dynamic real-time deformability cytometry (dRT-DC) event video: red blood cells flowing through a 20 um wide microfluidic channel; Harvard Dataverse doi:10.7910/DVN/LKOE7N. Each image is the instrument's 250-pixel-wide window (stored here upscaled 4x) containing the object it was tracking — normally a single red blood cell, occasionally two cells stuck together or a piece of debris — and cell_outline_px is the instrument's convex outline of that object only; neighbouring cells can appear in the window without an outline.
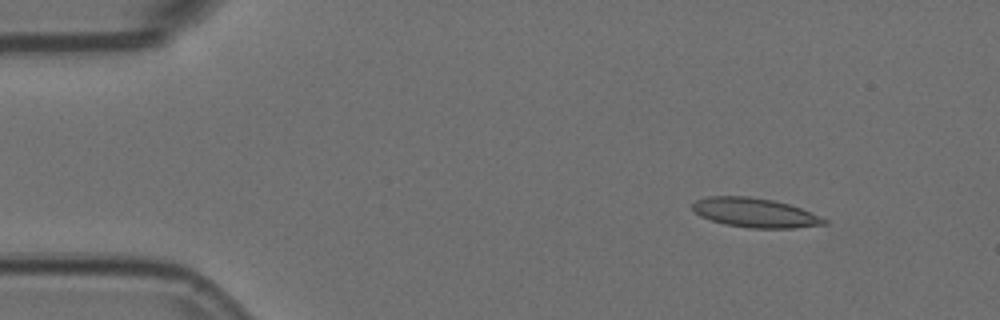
{"species": "Egyptian fruit bat (a non-hibernating species)", "species_latin": "Rousettus aegyptiacus", "temperature_condition": "room temperature", "stored_images_in_passage": 3, "camera_frame_rate_fps": 3000, "um_per_image_px": 0.085, "animal": {"sex": "female"}, "frame": {"image": 1, "passage_image": 1, "time_ms": 0.0, "image_size_px": [1000, 320], "cell_outline_px": [[828, 224], [792, 228], [748, 228], [724, 224], [700, 216], [692, 208], [692, 204], [696, 200], [708, 196], [748, 196], [772, 200], [788, 204], [800, 208], [820, 216], [828, 220]], "centroid_in_image_um": [64.17, 18.08], "position_along_channel_um": 20.8, "area_um2": 22.43}}